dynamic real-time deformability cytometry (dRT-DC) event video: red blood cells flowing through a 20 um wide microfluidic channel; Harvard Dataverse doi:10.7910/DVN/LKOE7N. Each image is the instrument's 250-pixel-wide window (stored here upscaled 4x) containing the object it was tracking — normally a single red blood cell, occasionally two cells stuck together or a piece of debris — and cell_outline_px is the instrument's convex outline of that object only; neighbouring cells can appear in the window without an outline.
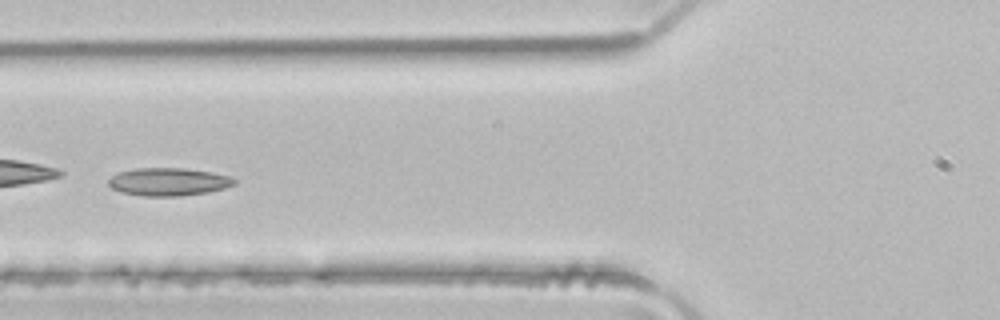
{"species": "common noctule bat (a hibernating species)", "species_latin": "Nyctalus noctula", "temperature_condition": "room temperature", "stored_images_in_passage": 5, "camera_frame_rate_fps": 3000, "um_per_image_px": 0.085, "animal": {"sex": "male", "body_mass_g": 21.5, "forearm_length_mm": 52.0}, "frame": {"image": 1, "passage_image": 5, "time_ms": 1.333, "image_size_px": [1000, 320], "cell_outline_px": [[236, 184], [224, 188], [208, 192], [180, 196], [144, 196], [120, 192], [112, 188], [108, 184], [108, 180], [112, 176], [120, 172], [136, 168], [184, 168], [212, 172], [228, 176], [236, 180]], "centroid_in_image_um": [14.32, 15.45], "position_along_channel_um": 111.5, "area_um2": 20.4}}